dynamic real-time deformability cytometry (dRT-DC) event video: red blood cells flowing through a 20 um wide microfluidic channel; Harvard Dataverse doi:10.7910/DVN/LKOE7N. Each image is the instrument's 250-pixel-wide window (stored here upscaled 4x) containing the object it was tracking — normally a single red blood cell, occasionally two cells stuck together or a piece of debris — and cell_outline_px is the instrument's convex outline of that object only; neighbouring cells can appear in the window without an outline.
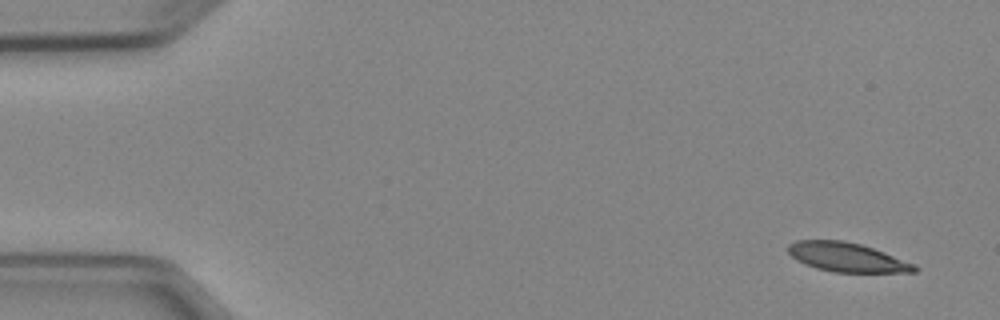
{"species": "Egyptian fruit bat (a non-hibernating species)", "species_latin": "Rousettus aegyptiacus", "temperature_condition": "cold", "stored_images_in_passage": 5, "camera_frame_rate_fps": 3000, "um_per_image_px": 0.085, "animal": {"sex": "female"}, "frame": {"image": 1, "passage_image": 1, "time_ms": 0.0, "image_size_px": [1000, 320], "cell_outline_px": [[920, 268], [916, 272], [832, 272], [816, 268], [804, 264], [796, 260], [788, 252], [788, 244], [796, 240], [844, 240], [860, 244], [872, 248], [916, 264]], "centroid_in_image_um": [71.98, 21.87], "position_along_channel_um": 13.0, "area_um2": 21.5}}
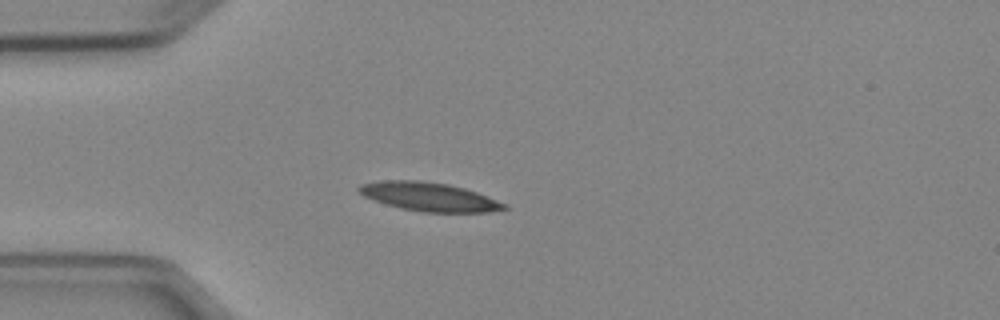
{"frame": {"image": 2, "passage_image": 4, "time_ms": 3.667, "image_size_px": [1000, 320], "cell_outline_px": [[508, 208], [488, 212], [424, 212], [400, 208], [364, 196], [356, 188], [360, 184], [384, 180], [416, 180], [448, 184], [464, 188], [476, 192], [508, 204]], "centroid_in_image_um": [36.49, 16.72], "position_along_channel_um": 48.5, "area_um2": 24.04}}